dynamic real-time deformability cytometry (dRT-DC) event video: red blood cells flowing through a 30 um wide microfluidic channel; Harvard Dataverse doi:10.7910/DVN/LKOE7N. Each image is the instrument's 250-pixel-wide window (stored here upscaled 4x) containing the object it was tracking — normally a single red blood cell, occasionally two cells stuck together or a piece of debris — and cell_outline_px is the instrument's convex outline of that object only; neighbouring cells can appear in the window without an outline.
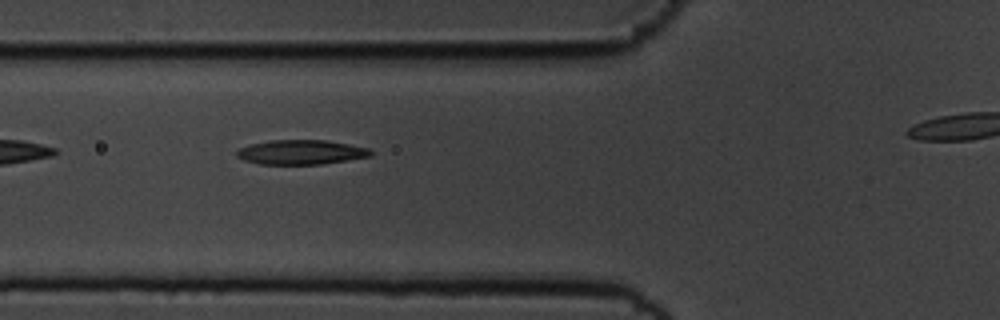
{"species": "common noctule bat (a hibernating species)", "species_latin": "Nyctalus noctula", "temperature_condition": "cold", "stored_images_in_passage": 34, "camera_frame_rate_fps": 3000, "um_per_image_px": 0.085, "animal": {"sex": "male", "body_mass_g": 19.5, "forearm_length_mm": 54.6}, "frame": {"image": 1, "passage_image": 5, "time_ms": 1.333, "image_size_px": [1000, 320], "cell_outline_px": [[372, 156], [320, 164], [260, 164], [244, 160], [236, 156], [236, 152], [240, 148], [252, 144], [272, 140], [324, 140], [348, 144], [368, 148], [372, 152]], "centroid_in_image_um": [25.58, 12.94], "position_along_channel_um": 100.2, "area_um2": 18.9}}
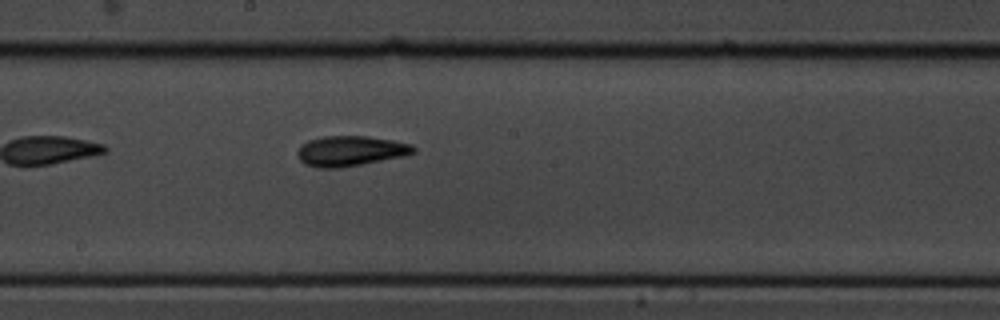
{"frame": {"image": 2, "passage_image": 15, "time_ms": 4.667, "image_size_px": [1000, 320], "cell_outline_px": [[416, 152], [404, 156], [340, 168], [316, 168], [304, 164], [300, 160], [296, 152], [300, 144], [308, 140], [324, 136], [368, 136], [392, 140], [412, 144], [416, 148]], "centroid_in_image_um": [29.76, 12.83], "position_along_channel_um": 218.4, "area_um2": 20.63}}
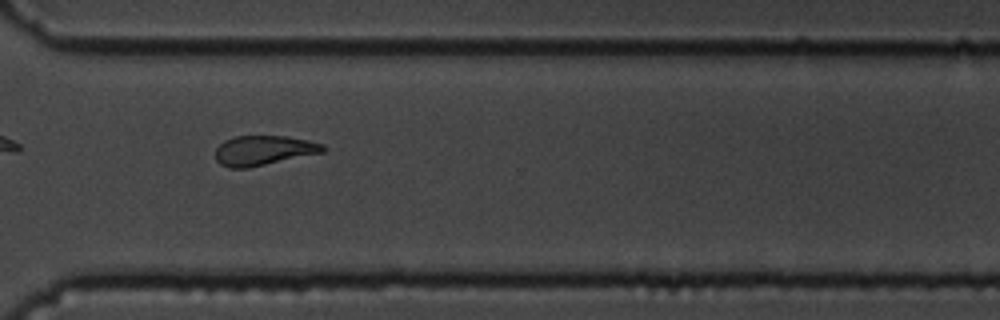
{"frame": {"image": 3, "passage_image": 26, "time_ms": 8.333, "image_size_px": [1000, 320], "cell_outline_px": [[324, 152], [248, 168], [228, 168], [220, 164], [216, 160], [216, 148], [224, 140], [236, 136], [288, 136], [308, 140], [324, 144]], "centroid_in_image_um": [22.39, 12.78], "position_along_channel_um": 348.2, "area_um2": 18.67}}